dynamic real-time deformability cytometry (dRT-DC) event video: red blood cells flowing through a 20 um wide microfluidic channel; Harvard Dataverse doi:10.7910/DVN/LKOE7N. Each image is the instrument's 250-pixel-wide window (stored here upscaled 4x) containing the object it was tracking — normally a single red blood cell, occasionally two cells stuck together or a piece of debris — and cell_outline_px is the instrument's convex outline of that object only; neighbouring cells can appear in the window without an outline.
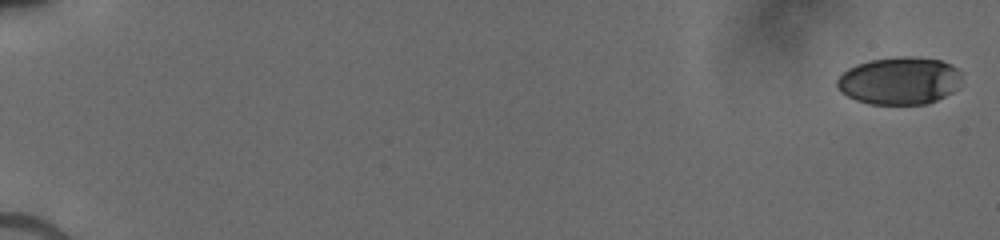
{"species": "human", "species_latin": "Homo sapiens", "temperature_condition": "cold", "stored_images_in_passage": 47, "camera_frame_rate_fps": 3000, "um_per_image_px": 0.085, "donor": {"sex": "male"}, "frame": {"image": 1, "passage_image": 1, "time_ms": 0.0, "image_size_px": [1000, 240], "cell_outline_px": [[960, 80], [956, 88], [952, 92], [928, 104], [868, 104], [856, 100], [840, 92], [836, 88], [836, 80], [848, 68], [872, 60], [896, 56], [916, 56], [940, 60], [952, 64], [960, 72]], "centroid_in_image_um": [76.44, 6.86], "position_along_channel_um": 8.6, "area_um2": 34.62}}
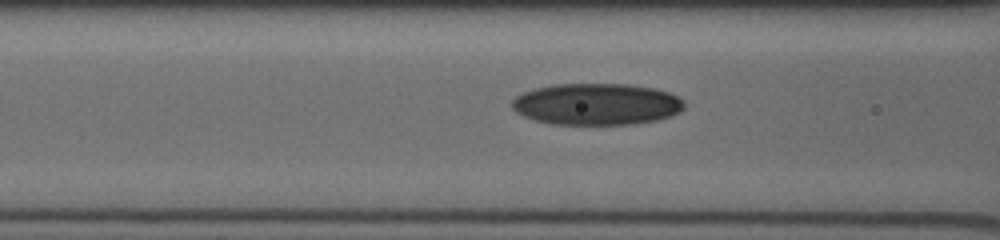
{"frame": {"image": 2, "passage_image": 20, "time_ms": 7.667, "image_size_px": [1000, 240], "cell_outline_px": [[684, 108], [680, 112], [672, 116], [660, 120], [632, 124], [552, 124], [536, 120], [524, 116], [516, 112], [512, 108], [512, 100], [516, 96], [524, 92], [536, 88], [556, 84], [628, 84], [652, 88], [668, 92], [676, 96], [684, 104]], "centroid_in_image_um": [50.72, 8.86], "position_along_channel_um": 115.9, "area_um2": 41.73}}
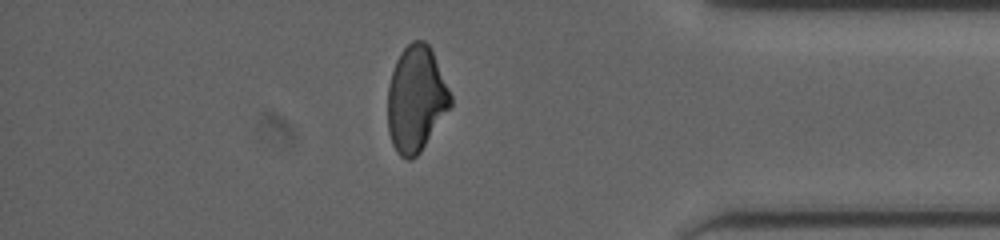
{"frame": {"image": 3, "passage_image": 40, "time_ms": 15.0, "image_size_px": [1000, 240], "cell_outline_px": [[452, 104], [420, 152], [412, 160], [408, 160], [400, 156], [396, 152], [392, 144], [388, 132], [388, 88], [392, 72], [396, 60], [400, 52], [412, 40], [424, 40], [432, 48], [452, 96]], "centroid_in_image_um": [35.36, 8.4], "position_along_channel_um": 399.8, "area_um2": 38.84}}